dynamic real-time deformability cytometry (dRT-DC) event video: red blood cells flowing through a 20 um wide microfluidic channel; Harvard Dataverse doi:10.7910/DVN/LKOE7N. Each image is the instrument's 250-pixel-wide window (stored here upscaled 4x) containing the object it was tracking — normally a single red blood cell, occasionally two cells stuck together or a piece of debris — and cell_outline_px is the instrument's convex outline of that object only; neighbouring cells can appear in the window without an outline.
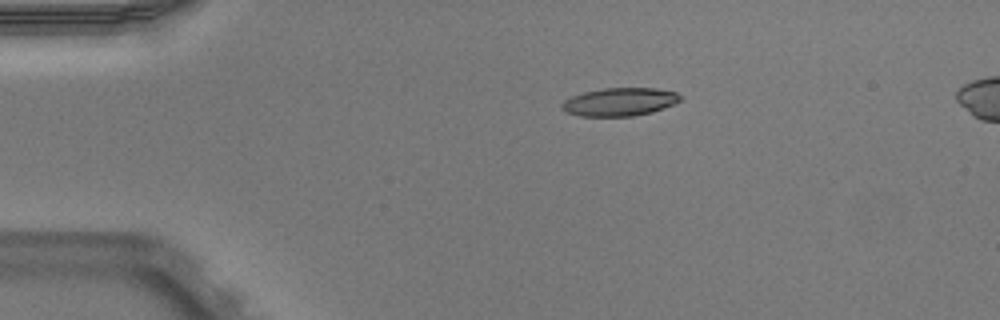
{"species": "Egyptian fruit bat (a non-hibernating species)", "species_latin": "Rousettus aegyptiacus", "temperature_condition": "warm", "stored_images_in_passage": 42, "camera_frame_rate_fps": 3000, "um_per_image_px": 0.085, "animal": {"sex": "male"}, "frame": {"image": 1, "passage_image": 1, "time_ms": 0.0, "image_size_px": [1000, 320], "cell_outline_px": [[680, 100], [676, 104], [652, 112], [632, 116], [580, 116], [568, 112], [560, 104], [564, 100], [572, 96], [584, 92], [604, 88], [656, 88], [676, 92], [680, 96]], "centroid_in_image_um": [52.7, 8.65], "position_along_channel_um": 32.3, "area_um2": 19.31}}
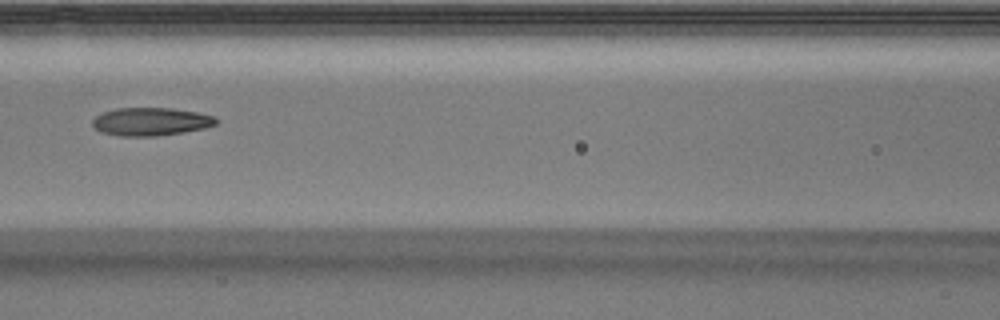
{"frame": {"image": 2, "passage_image": 14, "time_ms": 4.333, "image_size_px": [1000, 320], "cell_outline_px": [[216, 124], [204, 128], [156, 136], [120, 136], [104, 132], [96, 128], [92, 124], [92, 120], [96, 116], [104, 112], [116, 108], [172, 108], [196, 112], [216, 116]], "centroid_in_image_um": [12.82, 10.33], "position_along_channel_um": 153.8, "area_um2": 19.94}}
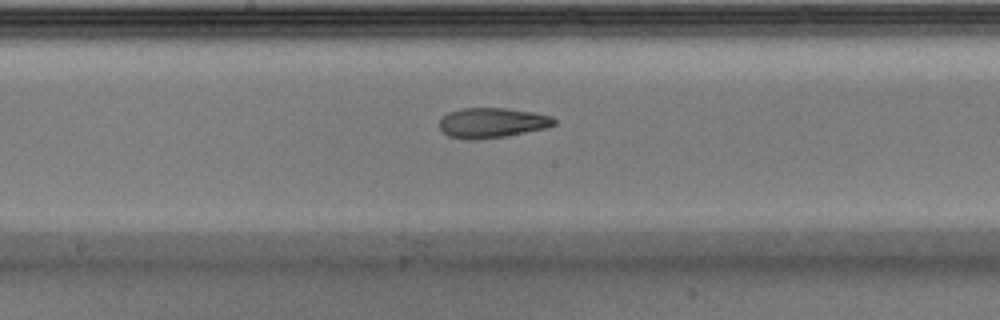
{"frame": {"image": 3, "passage_image": 18, "time_ms": 5.667, "image_size_px": [1000, 320], "cell_outline_px": [[556, 124], [548, 128], [504, 136], [468, 140], [448, 136], [440, 128], [440, 120], [448, 112], [460, 108], [508, 108], [532, 112], [552, 116], [556, 120]], "centroid_in_image_um": [41.84, 10.43], "position_along_channel_um": 206.4, "area_um2": 20.06}, "authors_computed_cell_mechanics": {"area_um2": 20.4612, "velocity_mm_per_s": 3.948, "shape_relaxation_time_tau1_ms": 8.4908, "shape_relaxation_time_tau2_ms": 2.7471, "deformation_change_tau1": 0.266, "deformation_change_tau2": 0.1096}}